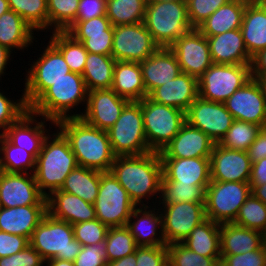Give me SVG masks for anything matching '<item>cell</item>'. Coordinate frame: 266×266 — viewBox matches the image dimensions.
<instances>
[{
    "instance_id": "1",
    "label": "cell",
    "mask_w": 266,
    "mask_h": 266,
    "mask_svg": "<svg viewBox=\"0 0 266 266\" xmlns=\"http://www.w3.org/2000/svg\"><path fill=\"white\" fill-rule=\"evenodd\" d=\"M110 171L136 206H146L143 198L160 196L163 167L159 152L116 156Z\"/></svg>"
},
{
    "instance_id": "2",
    "label": "cell",
    "mask_w": 266,
    "mask_h": 266,
    "mask_svg": "<svg viewBox=\"0 0 266 266\" xmlns=\"http://www.w3.org/2000/svg\"><path fill=\"white\" fill-rule=\"evenodd\" d=\"M55 126L68 140L78 166L100 172L111 170L116 156L106 130L90 126L81 118H65Z\"/></svg>"
},
{
    "instance_id": "3",
    "label": "cell",
    "mask_w": 266,
    "mask_h": 266,
    "mask_svg": "<svg viewBox=\"0 0 266 266\" xmlns=\"http://www.w3.org/2000/svg\"><path fill=\"white\" fill-rule=\"evenodd\" d=\"M52 135L45 138L33 173L39 191L45 197L59 190L69 173L78 166L65 136L59 130Z\"/></svg>"
},
{
    "instance_id": "4",
    "label": "cell",
    "mask_w": 266,
    "mask_h": 266,
    "mask_svg": "<svg viewBox=\"0 0 266 266\" xmlns=\"http://www.w3.org/2000/svg\"><path fill=\"white\" fill-rule=\"evenodd\" d=\"M87 97L88 89L82 75L69 72L47 88L28 107V110L38 117L41 116L56 123L70 118L69 113L74 106L87 104Z\"/></svg>"
},
{
    "instance_id": "5",
    "label": "cell",
    "mask_w": 266,
    "mask_h": 266,
    "mask_svg": "<svg viewBox=\"0 0 266 266\" xmlns=\"http://www.w3.org/2000/svg\"><path fill=\"white\" fill-rule=\"evenodd\" d=\"M144 24L159 47L167 48L193 29L186 1L147 2Z\"/></svg>"
},
{
    "instance_id": "6",
    "label": "cell",
    "mask_w": 266,
    "mask_h": 266,
    "mask_svg": "<svg viewBox=\"0 0 266 266\" xmlns=\"http://www.w3.org/2000/svg\"><path fill=\"white\" fill-rule=\"evenodd\" d=\"M29 242L45 261L52 258L74 261L82 249L74 238L72 225L48 213L33 231Z\"/></svg>"
},
{
    "instance_id": "7",
    "label": "cell",
    "mask_w": 266,
    "mask_h": 266,
    "mask_svg": "<svg viewBox=\"0 0 266 266\" xmlns=\"http://www.w3.org/2000/svg\"><path fill=\"white\" fill-rule=\"evenodd\" d=\"M107 133L115 156H137L151 152L139 101H130Z\"/></svg>"
},
{
    "instance_id": "8",
    "label": "cell",
    "mask_w": 266,
    "mask_h": 266,
    "mask_svg": "<svg viewBox=\"0 0 266 266\" xmlns=\"http://www.w3.org/2000/svg\"><path fill=\"white\" fill-rule=\"evenodd\" d=\"M139 102L148 147L151 151L160 152L186 122L185 112L154 102L148 96Z\"/></svg>"
},
{
    "instance_id": "9",
    "label": "cell",
    "mask_w": 266,
    "mask_h": 266,
    "mask_svg": "<svg viewBox=\"0 0 266 266\" xmlns=\"http://www.w3.org/2000/svg\"><path fill=\"white\" fill-rule=\"evenodd\" d=\"M96 219L108 228L126 226L137 207L111 171L100 172L98 196L94 202Z\"/></svg>"
},
{
    "instance_id": "10",
    "label": "cell",
    "mask_w": 266,
    "mask_h": 266,
    "mask_svg": "<svg viewBox=\"0 0 266 266\" xmlns=\"http://www.w3.org/2000/svg\"><path fill=\"white\" fill-rule=\"evenodd\" d=\"M251 78V64L213 63L198 79L199 97L224 103Z\"/></svg>"
},
{
    "instance_id": "11",
    "label": "cell",
    "mask_w": 266,
    "mask_h": 266,
    "mask_svg": "<svg viewBox=\"0 0 266 266\" xmlns=\"http://www.w3.org/2000/svg\"><path fill=\"white\" fill-rule=\"evenodd\" d=\"M250 194L249 182L211 181L205 190L206 218L218 224L233 223Z\"/></svg>"
},
{
    "instance_id": "12",
    "label": "cell",
    "mask_w": 266,
    "mask_h": 266,
    "mask_svg": "<svg viewBox=\"0 0 266 266\" xmlns=\"http://www.w3.org/2000/svg\"><path fill=\"white\" fill-rule=\"evenodd\" d=\"M41 57L27 71L23 98L29 107L47 88L71 72L62 53L48 41Z\"/></svg>"
},
{
    "instance_id": "13",
    "label": "cell",
    "mask_w": 266,
    "mask_h": 266,
    "mask_svg": "<svg viewBox=\"0 0 266 266\" xmlns=\"http://www.w3.org/2000/svg\"><path fill=\"white\" fill-rule=\"evenodd\" d=\"M159 48L144 22L114 26L111 56L116 61L142 62Z\"/></svg>"
},
{
    "instance_id": "14",
    "label": "cell",
    "mask_w": 266,
    "mask_h": 266,
    "mask_svg": "<svg viewBox=\"0 0 266 266\" xmlns=\"http://www.w3.org/2000/svg\"><path fill=\"white\" fill-rule=\"evenodd\" d=\"M163 207L160 210L164 211H161V215L166 245L182 242L196 226L207 219L205 203L180 202Z\"/></svg>"
},
{
    "instance_id": "15",
    "label": "cell",
    "mask_w": 266,
    "mask_h": 266,
    "mask_svg": "<svg viewBox=\"0 0 266 266\" xmlns=\"http://www.w3.org/2000/svg\"><path fill=\"white\" fill-rule=\"evenodd\" d=\"M186 122L219 143L231 127L234 118L224 103L213 102L199 96L185 112Z\"/></svg>"
},
{
    "instance_id": "16",
    "label": "cell",
    "mask_w": 266,
    "mask_h": 266,
    "mask_svg": "<svg viewBox=\"0 0 266 266\" xmlns=\"http://www.w3.org/2000/svg\"><path fill=\"white\" fill-rule=\"evenodd\" d=\"M129 102L112 89L88 91L86 108L80 114L70 113V118H81L88 125L107 131Z\"/></svg>"
},
{
    "instance_id": "17",
    "label": "cell",
    "mask_w": 266,
    "mask_h": 266,
    "mask_svg": "<svg viewBox=\"0 0 266 266\" xmlns=\"http://www.w3.org/2000/svg\"><path fill=\"white\" fill-rule=\"evenodd\" d=\"M176 55L182 73L199 79L213 64L207 37L193 28L170 47Z\"/></svg>"
},
{
    "instance_id": "18",
    "label": "cell",
    "mask_w": 266,
    "mask_h": 266,
    "mask_svg": "<svg viewBox=\"0 0 266 266\" xmlns=\"http://www.w3.org/2000/svg\"><path fill=\"white\" fill-rule=\"evenodd\" d=\"M47 205V198L39 191L33 173L0 171V207Z\"/></svg>"
},
{
    "instance_id": "19",
    "label": "cell",
    "mask_w": 266,
    "mask_h": 266,
    "mask_svg": "<svg viewBox=\"0 0 266 266\" xmlns=\"http://www.w3.org/2000/svg\"><path fill=\"white\" fill-rule=\"evenodd\" d=\"M224 105L234 120L266 128V100L257 80L251 78L242 88L236 90Z\"/></svg>"
},
{
    "instance_id": "20",
    "label": "cell",
    "mask_w": 266,
    "mask_h": 266,
    "mask_svg": "<svg viewBox=\"0 0 266 266\" xmlns=\"http://www.w3.org/2000/svg\"><path fill=\"white\" fill-rule=\"evenodd\" d=\"M251 168L247 151L231 150L215 143L210 157L211 181L249 182Z\"/></svg>"
},
{
    "instance_id": "21",
    "label": "cell",
    "mask_w": 266,
    "mask_h": 266,
    "mask_svg": "<svg viewBox=\"0 0 266 266\" xmlns=\"http://www.w3.org/2000/svg\"><path fill=\"white\" fill-rule=\"evenodd\" d=\"M65 31L82 42L88 53L111 55L114 27L106 15L73 22Z\"/></svg>"
},
{
    "instance_id": "22",
    "label": "cell",
    "mask_w": 266,
    "mask_h": 266,
    "mask_svg": "<svg viewBox=\"0 0 266 266\" xmlns=\"http://www.w3.org/2000/svg\"><path fill=\"white\" fill-rule=\"evenodd\" d=\"M215 142L185 122L176 136L159 152L161 158L211 157Z\"/></svg>"
},
{
    "instance_id": "23",
    "label": "cell",
    "mask_w": 266,
    "mask_h": 266,
    "mask_svg": "<svg viewBox=\"0 0 266 266\" xmlns=\"http://www.w3.org/2000/svg\"><path fill=\"white\" fill-rule=\"evenodd\" d=\"M163 177L169 183L209 185L210 157L161 158Z\"/></svg>"
},
{
    "instance_id": "24",
    "label": "cell",
    "mask_w": 266,
    "mask_h": 266,
    "mask_svg": "<svg viewBox=\"0 0 266 266\" xmlns=\"http://www.w3.org/2000/svg\"><path fill=\"white\" fill-rule=\"evenodd\" d=\"M36 118L37 115L28 110L4 132V136L13 145L24 148L35 158L40 153L43 142L48 136L46 134L48 129H45L47 126L45 125L46 121H50L49 123L55 126V122L44 117L39 122L38 120L36 121Z\"/></svg>"
},
{
    "instance_id": "25",
    "label": "cell",
    "mask_w": 266,
    "mask_h": 266,
    "mask_svg": "<svg viewBox=\"0 0 266 266\" xmlns=\"http://www.w3.org/2000/svg\"><path fill=\"white\" fill-rule=\"evenodd\" d=\"M150 209L148 205L139 208L137 206L132 211L126 227L134 237L137 246L166 245L160 209ZM155 210L158 211L155 212Z\"/></svg>"
},
{
    "instance_id": "26",
    "label": "cell",
    "mask_w": 266,
    "mask_h": 266,
    "mask_svg": "<svg viewBox=\"0 0 266 266\" xmlns=\"http://www.w3.org/2000/svg\"><path fill=\"white\" fill-rule=\"evenodd\" d=\"M146 97L157 87L173 80L180 73L175 53L167 47H160L150 57L140 62Z\"/></svg>"
},
{
    "instance_id": "27",
    "label": "cell",
    "mask_w": 266,
    "mask_h": 266,
    "mask_svg": "<svg viewBox=\"0 0 266 266\" xmlns=\"http://www.w3.org/2000/svg\"><path fill=\"white\" fill-rule=\"evenodd\" d=\"M199 96L198 79L180 73L173 80L155 88L148 97L157 103L180 109L184 112Z\"/></svg>"
},
{
    "instance_id": "28",
    "label": "cell",
    "mask_w": 266,
    "mask_h": 266,
    "mask_svg": "<svg viewBox=\"0 0 266 266\" xmlns=\"http://www.w3.org/2000/svg\"><path fill=\"white\" fill-rule=\"evenodd\" d=\"M47 198V212L53 218L66 221L71 225L96 219L94 204L80 197L56 190Z\"/></svg>"
},
{
    "instance_id": "29",
    "label": "cell",
    "mask_w": 266,
    "mask_h": 266,
    "mask_svg": "<svg viewBox=\"0 0 266 266\" xmlns=\"http://www.w3.org/2000/svg\"><path fill=\"white\" fill-rule=\"evenodd\" d=\"M47 213V205L0 207V231L30 240L33 231Z\"/></svg>"
},
{
    "instance_id": "30",
    "label": "cell",
    "mask_w": 266,
    "mask_h": 266,
    "mask_svg": "<svg viewBox=\"0 0 266 266\" xmlns=\"http://www.w3.org/2000/svg\"><path fill=\"white\" fill-rule=\"evenodd\" d=\"M206 37L214 64H251L240 28Z\"/></svg>"
},
{
    "instance_id": "31",
    "label": "cell",
    "mask_w": 266,
    "mask_h": 266,
    "mask_svg": "<svg viewBox=\"0 0 266 266\" xmlns=\"http://www.w3.org/2000/svg\"><path fill=\"white\" fill-rule=\"evenodd\" d=\"M266 242L262 232L233 223L220 224L221 256L245 254L258 250Z\"/></svg>"
},
{
    "instance_id": "32",
    "label": "cell",
    "mask_w": 266,
    "mask_h": 266,
    "mask_svg": "<svg viewBox=\"0 0 266 266\" xmlns=\"http://www.w3.org/2000/svg\"><path fill=\"white\" fill-rule=\"evenodd\" d=\"M240 30L251 58L266 49V8L258 0L246 4Z\"/></svg>"
},
{
    "instance_id": "33",
    "label": "cell",
    "mask_w": 266,
    "mask_h": 266,
    "mask_svg": "<svg viewBox=\"0 0 266 266\" xmlns=\"http://www.w3.org/2000/svg\"><path fill=\"white\" fill-rule=\"evenodd\" d=\"M111 89L129 101L146 97L140 62L116 61Z\"/></svg>"
},
{
    "instance_id": "34",
    "label": "cell",
    "mask_w": 266,
    "mask_h": 266,
    "mask_svg": "<svg viewBox=\"0 0 266 266\" xmlns=\"http://www.w3.org/2000/svg\"><path fill=\"white\" fill-rule=\"evenodd\" d=\"M250 0H230L203 21L197 29L204 36H215L241 28L246 4Z\"/></svg>"
},
{
    "instance_id": "35",
    "label": "cell",
    "mask_w": 266,
    "mask_h": 266,
    "mask_svg": "<svg viewBox=\"0 0 266 266\" xmlns=\"http://www.w3.org/2000/svg\"><path fill=\"white\" fill-rule=\"evenodd\" d=\"M33 40L34 30L20 15L8 10L0 16V45L11 52L15 49L24 51V48L32 45Z\"/></svg>"
},
{
    "instance_id": "36",
    "label": "cell",
    "mask_w": 266,
    "mask_h": 266,
    "mask_svg": "<svg viewBox=\"0 0 266 266\" xmlns=\"http://www.w3.org/2000/svg\"><path fill=\"white\" fill-rule=\"evenodd\" d=\"M182 243L198 255L221 258L220 224L206 219L196 226Z\"/></svg>"
},
{
    "instance_id": "37",
    "label": "cell",
    "mask_w": 266,
    "mask_h": 266,
    "mask_svg": "<svg viewBox=\"0 0 266 266\" xmlns=\"http://www.w3.org/2000/svg\"><path fill=\"white\" fill-rule=\"evenodd\" d=\"M115 63L111 55L87 54L82 77L88 91L111 89Z\"/></svg>"
},
{
    "instance_id": "38",
    "label": "cell",
    "mask_w": 266,
    "mask_h": 266,
    "mask_svg": "<svg viewBox=\"0 0 266 266\" xmlns=\"http://www.w3.org/2000/svg\"><path fill=\"white\" fill-rule=\"evenodd\" d=\"M99 185L100 171L77 166L69 173L59 190L76 195L84 201L94 204L98 196Z\"/></svg>"
},
{
    "instance_id": "39",
    "label": "cell",
    "mask_w": 266,
    "mask_h": 266,
    "mask_svg": "<svg viewBox=\"0 0 266 266\" xmlns=\"http://www.w3.org/2000/svg\"><path fill=\"white\" fill-rule=\"evenodd\" d=\"M50 42L62 53L71 72L83 73L87 50L82 42L75 40L66 31H52Z\"/></svg>"
},
{
    "instance_id": "40",
    "label": "cell",
    "mask_w": 266,
    "mask_h": 266,
    "mask_svg": "<svg viewBox=\"0 0 266 266\" xmlns=\"http://www.w3.org/2000/svg\"><path fill=\"white\" fill-rule=\"evenodd\" d=\"M146 4V0H107L105 15L113 27L144 22Z\"/></svg>"
},
{
    "instance_id": "41",
    "label": "cell",
    "mask_w": 266,
    "mask_h": 266,
    "mask_svg": "<svg viewBox=\"0 0 266 266\" xmlns=\"http://www.w3.org/2000/svg\"><path fill=\"white\" fill-rule=\"evenodd\" d=\"M207 186L208 185L169 183L162 176L160 188L161 196L158 197V200L160 199L158 205L180 202L205 203V190Z\"/></svg>"
},
{
    "instance_id": "42",
    "label": "cell",
    "mask_w": 266,
    "mask_h": 266,
    "mask_svg": "<svg viewBox=\"0 0 266 266\" xmlns=\"http://www.w3.org/2000/svg\"><path fill=\"white\" fill-rule=\"evenodd\" d=\"M0 154L1 156L3 154L0 157V171L34 173L36 158L24 148L13 145L5 136L1 143Z\"/></svg>"
},
{
    "instance_id": "43",
    "label": "cell",
    "mask_w": 266,
    "mask_h": 266,
    "mask_svg": "<svg viewBox=\"0 0 266 266\" xmlns=\"http://www.w3.org/2000/svg\"><path fill=\"white\" fill-rule=\"evenodd\" d=\"M9 9L20 15L35 31L49 30L47 0H8Z\"/></svg>"
},
{
    "instance_id": "44",
    "label": "cell",
    "mask_w": 266,
    "mask_h": 266,
    "mask_svg": "<svg viewBox=\"0 0 266 266\" xmlns=\"http://www.w3.org/2000/svg\"><path fill=\"white\" fill-rule=\"evenodd\" d=\"M261 130L262 127L257 124L234 120L218 144L231 150L247 151Z\"/></svg>"
},
{
    "instance_id": "45",
    "label": "cell",
    "mask_w": 266,
    "mask_h": 266,
    "mask_svg": "<svg viewBox=\"0 0 266 266\" xmlns=\"http://www.w3.org/2000/svg\"><path fill=\"white\" fill-rule=\"evenodd\" d=\"M107 263L121 259L135 252L137 245L126 226L111 227L105 239Z\"/></svg>"
},
{
    "instance_id": "46",
    "label": "cell",
    "mask_w": 266,
    "mask_h": 266,
    "mask_svg": "<svg viewBox=\"0 0 266 266\" xmlns=\"http://www.w3.org/2000/svg\"><path fill=\"white\" fill-rule=\"evenodd\" d=\"M233 224L257 230L266 235V205L251 193L240 207Z\"/></svg>"
},
{
    "instance_id": "47",
    "label": "cell",
    "mask_w": 266,
    "mask_h": 266,
    "mask_svg": "<svg viewBox=\"0 0 266 266\" xmlns=\"http://www.w3.org/2000/svg\"><path fill=\"white\" fill-rule=\"evenodd\" d=\"M80 0H47L49 29L65 31L77 18Z\"/></svg>"
},
{
    "instance_id": "48",
    "label": "cell",
    "mask_w": 266,
    "mask_h": 266,
    "mask_svg": "<svg viewBox=\"0 0 266 266\" xmlns=\"http://www.w3.org/2000/svg\"><path fill=\"white\" fill-rule=\"evenodd\" d=\"M169 266H219L221 258L198 255L182 242L167 245Z\"/></svg>"
},
{
    "instance_id": "49",
    "label": "cell",
    "mask_w": 266,
    "mask_h": 266,
    "mask_svg": "<svg viewBox=\"0 0 266 266\" xmlns=\"http://www.w3.org/2000/svg\"><path fill=\"white\" fill-rule=\"evenodd\" d=\"M72 227L74 238L82 246H89L99 242H104L109 229L98 219L76 223L72 225Z\"/></svg>"
},
{
    "instance_id": "50",
    "label": "cell",
    "mask_w": 266,
    "mask_h": 266,
    "mask_svg": "<svg viewBox=\"0 0 266 266\" xmlns=\"http://www.w3.org/2000/svg\"><path fill=\"white\" fill-rule=\"evenodd\" d=\"M27 111L23 96L14 102L0 92V130L3 133Z\"/></svg>"
},
{
    "instance_id": "51",
    "label": "cell",
    "mask_w": 266,
    "mask_h": 266,
    "mask_svg": "<svg viewBox=\"0 0 266 266\" xmlns=\"http://www.w3.org/2000/svg\"><path fill=\"white\" fill-rule=\"evenodd\" d=\"M230 0H187L188 18L193 28H197L218 8Z\"/></svg>"
},
{
    "instance_id": "52",
    "label": "cell",
    "mask_w": 266,
    "mask_h": 266,
    "mask_svg": "<svg viewBox=\"0 0 266 266\" xmlns=\"http://www.w3.org/2000/svg\"><path fill=\"white\" fill-rule=\"evenodd\" d=\"M136 266H169L167 245L137 246Z\"/></svg>"
},
{
    "instance_id": "53",
    "label": "cell",
    "mask_w": 266,
    "mask_h": 266,
    "mask_svg": "<svg viewBox=\"0 0 266 266\" xmlns=\"http://www.w3.org/2000/svg\"><path fill=\"white\" fill-rule=\"evenodd\" d=\"M221 266H266V242L255 251L221 256Z\"/></svg>"
},
{
    "instance_id": "54",
    "label": "cell",
    "mask_w": 266,
    "mask_h": 266,
    "mask_svg": "<svg viewBox=\"0 0 266 266\" xmlns=\"http://www.w3.org/2000/svg\"><path fill=\"white\" fill-rule=\"evenodd\" d=\"M75 266H106L107 252L104 242L82 246L81 252L73 261Z\"/></svg>"
},
{
    "instance_id": "55",
    "label": "cell",
    "mask_w": 266,
    "mask_h": 266,
    "mask_svg": "<svg viewBox=\"0 0 266 266\" xmlns=\"http://www.w3.org/2000/svg\"><path fill=\"white\" fill-rule=\"evenodd\" d=\"M44 263L45 260L31 245L14 255L0 258V266H43Z\"/></svg>"
},
{
    "instance_id": "56",
    "label": "cell",
    "mask_w": 266,
    "mask_h": 266,
    "mask_svg": "<svg viewBox=\"0 0 266 266\" xmlns=\"http://www.w3.org/2000/svg\"><path fill=\"white\" fill-rule=\"evenodd\" d=\"M30 245L29 239L0 231V258L11 256Z\"/></svg>"
},
{
    "instance_id": "57",
    "label": "cell",
    "mask_w": 266,
    "mask_h": 266,
    "mask_svg": "<svg viewBox=\"0 0 266 266\" xmlns=\"http://www.w3.org/2000/svg\"><path fill=\"white\" fill-rule=\"evenodd\" d=\"M107 0H80L77 18L74 22L90 20L106 14Z\"/></svg>"
},
{
    "instance_id": "58",
    "label": "cell",
    "mask_w": 266,
    "mask_h": 266,
    "mask_svg": "<svg viewBox=\"0 0 266 266\" xmlns=\"http://www.w3.org/2000/svg\"><path fill=\"white\" fill-rule=\"evenodd\" d=\"M247 153L252 163L266 157V128H262Z\"/></svg>"
},
{
    "instance_id": "59",
    "label": "cell",
    "mask_w": 266,
    "mask_h": 266,
    "mask_svg": "<svg viewBox=\"0 0 266 266\" xmlns=\"http://www.w3.org/2000/svg\"><path fill=\"white\" fill-rule=\"evenodd\" d=\"M266 183V157L252 163L249 184L251 186L264 185Z\"/></svg>"
},
{
    "instance_id": "60",
    "label": "cell",
    "mask_w": 266,
    "mask_h": 266,
    "mask_svg": "<svg viewBox=\"0 0 266 266\" xmlns=\"http://www.w3.org/2000/svg\"><path fill=\"white\" fill-rule=\"evenodd\" d=\"M251 77H266V49L259 51L251 60Z\"/></svg>"
},
{
    "instance_id": "61",
    "label": "cell",
    "mask_w": 266,
    "mask_h": 266,
    "mask_svg": "<svg viewBox=\"0 0 266 266\" xmlns=\"http://www.w3.org/2000/svg\"><path fill=\"white\" fill-rule=\"evenodd\" d=\"M11 53L13 52H11L8 48L0 45V80L2 78L1 76L5 75V67H7L6 65L8 64V61L11 60Z\"/></svg>"
},
{
    "instance_id": "62",
    "label": "cell",
    "mask_w": 266,
    "mask_h": 266,
    "mask_svg": "<svg viewBox=\"0 0 266 266\" xmlns=\"http://www.w3.org/2000/svg\"><path fill=\"white\" fill-rule=\"evenodd\" d=\"M106 266H136V254L133 253L121 259L108 262Z\"/></svg>"
},
{
    "instance_id": "63",
    "label": "cell",
    "mask_w": 266,
    "mask_h": 266,
    "mask_svg": "<svg viewBox=\"0 0 266 266\" xmlns=\"http://www.w3.org/2000/svg\"><path fill=\"white\" fill-rule=\"evenodd\" d=\"M251 193L266 205V183L259 186H251Z\"/></svg>"
},
{
    "instance_id": "64",
    "label": "cell",
    "mask_w": 266,
    "mask_h": 266,
    "mask_svg": "<svg viewBox=\"0 0 266 266\" xmlns=\"http://www.w3.org/2000/svg\"><path fill=\"white\" fill-rule=\"evenodd\" d=\"M45 263L47 266H75L73 261L63 260V259H49Z\"/></svg>"
},
{
    "instance_id": "65",
    "label": "cell",
    "mask_w": 266,
    "mask_h": 266,
    "mask_svg": "<svg viewBox=\"0 0 266 266\" xmlns=\"http://www.w3.org/2000/svg\"><path fill=\"white\" fill-rule=\"evenodd\" d=\"M252 79L257 80V82L260 84L264 98L266 100V77L252 78Z\"/></svg>"
},
{
    "instance_id": "66",
    "label": "cell",
    "mask_w": 266,
    "mask_h": 266,
    "mask_svg": "<svg viewBox=\"0 0 266 266\" xmlns=\"http://www.w3.org/2000/svg\"><path fill=\"white\" fill-rule=\"evenodd\" d=\"M9 9L8 0H0V16Z\"/></svg>"
},
{
    "instance_id": "67",
    "label": "cell",
    "mask_w": 266,
    "mask_h": 266,
    "mask_svg": "<svg viewBox=\"0 0 266 266\" xmlns=\"http://www.w3.org/2000/svg\"><path fill=\"white\" fill-rule=\"evenodd\" d=\"M147 2H179V1H187V0H146Z\"/></svg>"
},
{
    "instance_id": "68",
    "label": "cell",
    "mask_w": 266,
    "mask_h": 266,
    "mask_svg": "<svg viewBox=\"0 0 266 266\" xmlns=\"http://www.w3.org/2000/svg\"><path fill=\"white\" fill-rule=\"evenodd\" d=\"M3 138H4V133L0 132V153H1V143H2ZM0 157H1V154H0Z\"/></svg>"
},
{
    "instance_id": "69",
    "label": "cell",
    "mask_w": 266,
    "mask_h": 266,
    "mask_svg": "<svg viewBox=\"0 0 266 266\" xmlns=\"http://www.w3.org/2000/svg\"><path fill=\"white\" fill-rule=\"evenodd\" d=\"M266 8V0H258Z\"/></svg>"
}]
</instances>
